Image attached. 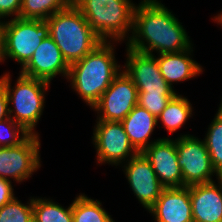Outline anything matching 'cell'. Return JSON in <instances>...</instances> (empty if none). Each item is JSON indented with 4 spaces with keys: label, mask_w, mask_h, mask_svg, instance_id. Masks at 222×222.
<instances>
[{
    "label": "cell",
    "mask_w": 222,
    "mask_h": 222,
    "mask_svg": "<svg viewBox=\"0 0 222 222\" xmlns=\"http://www.w3.org/2000/svg\"><path fill=\"white\" fill-rule=\"evenodd\" d=\"M0 222H33V197L26 205L14 197L0 207Z\"/></svg>",
    "instance_id": "cb8c5ba5"
},
{
    "label": "cell",
    "mask_w": 222,
    "mask_h": 222,
    "mask_svg": "<svg viewBox=\"0 0 222 222\" xmlns=\"http://www.w3.org/2000/svg\"><path fill=\"white\" fill-rule=\"evenodd\" d=\"M193 107L187 97L176 94L167 103L165 109L157 118L158 123L161 121L164 128L169 133H174L186 124L187 120L193 115Z\"/></svg>",
    "instance_id": "d6986e66"
},
{
    "label": "cell",
    "mask_w": 222,
    "mask_h": 222,
    "mask_svg": "<svg viewBox=\"0 0 222 222\" xmlns=\"http://www.w3.org/2000/svg\"><path fill=\"white\" fill-rule=\"evenodd\" d=\"M123 164L121 166L134 196L148 211L165 187L158 180L149 160L142 152Z\"/></svg>",
    "instance_id": "7c38bea8"
},
{
    "label": "cell",
    "mask_w": 222,
    "mask_h": 222,
    "mask_svg": "<svg viewBox=\"0 0 222 222\" xmlns=\"http://www.w3.org/2000/svg\"><path fill=\"white\" fill-rule=\"evenodd\" d=\"M190 185L193 222H222V177Z\"/></svg>",
    "instance_id": "2e32d148"
},
{
    "label": "cell",
    "mask_w": 222,
    "mask_h": 222,
    "mask_svg": "<svg viewBox=\"0 0 222 222\" xmlns=\"http://www.w3.org/2000/svg\"><path fill=\"white\" fill-rule=\"evenodd\" d=\"M46 22L49 36L69 65L81 60L103 42L72 3L51 15Z\"/></svg>",
    "instance_id": "277c9868"
},
{
    "label": "cell",
    "mask_w": 222,
    "mask_h": 222,
    "mask_svg": "<svg viewBox=\"0 0 222 222\" xmlns=\"http://www.w3.org/2000/svg\"><path fill=\"white\" fill-rule=\"evenodd\" d=\"M193 46L183 52L158 54L157 62L165 81L174 88V83L200 76L203 67L191 58Z\"/></svg>",
    "instance_id": "e0dca14e"
},
{
    "label": "cell",
    "mask_w": 222,
    "mask_h": 222,
    "mask_svg": "<svg viewBox=\"0 0 222 222\" xmlns=\"http://www.w3.org/2000/svg\"><path fill=\"white\" fill-rule=\"evenodd\" d=\"M69 67L70 65L64 59L59 47L50 36H47L19 72L25 76L51 83L60 74L67 79Z\"/></svg>",
    "instance_id": "5bb4252c"
},
{
    "label": "cell",
    "mask_w": 222,
    "mask_h": 222,
    "mask_svg": "<svg viewBox=\"0 0 222 222\" xmlns=\"http://www.w3.org/2000/svg\"><path fill=\"white\" fill-rule=\"evenodd\" d=\"M70 3L71 0H22L20 18L46 21Z\"/></svg>",
    "instance_id": "603a6c76"
},
{
    "label": "cell",
    "mask_w": 222,
    "mask_h": 222,
    "mask_svg": "<svg viewBox=\"0 0 222 222\" xmlns=\"http://www.w3.org/2000/svg\"><path fill=\"white\" fill-rule=\"evenodd\" d=\"M33 222H73L72 204L64 208L50 198L33 197Z\"/></svg>",
    "instance_id": "44dd1931"
},
{
    "label": "cell",
    "mask_w": 222,
    "mask_h": 222,
    "mask_svg": "<svg viewBox=\"0 0 222 222\" xmlns=\"http://www.w3.org/2000/svg\"><path fill=\"white\" fill-rule=\"evenodd\" d=\"M206 133L204 141L211 158L212 167L222 177V105L219 104L218 111Z\"/></svg>",
    "instance_id": "7402d4cb"
},
{
    "label": "cell",
    "mask_w": 222,
    "mask_h": 222,
    "mask_svg": "<svg viewBox=\"0 0 222 222\" xmlns=\"http://www.w3.org/2000/svg\"><path fill=\"white\" fill-rule=\"evenodd\" d=\"M12 181L0 178V207L15 197Z\"/></svg>",
    "instance_id": "83f0119b"
},
{
    "label": "cell",
    "mask_w": 222,
    "mask_h": 222,
    "mask_svg": "<svg viewBox=\"0 0 222 222\" xmlns=\"http://www.w3.org/2000/svg\"><path fill=\"white\" fill-rule=\"evenodd\" d=\"M126 48L123 71L132 79L138 93H177L163 78L156 55Z\"/></svg>",
    "instance_id": "8fae6325"
},
{
    "label": "cell",
    "mask_w": 222,
    "mask_h": 222,
    "mask_svg": "<svg viewBox=\"0 0 222 222\" xmlns=\"http://www.w3.org/2000/svg\"><path fill=\"white\" fill-rule=\"evenodd\" d=\"M71 3L102 41L117 43L130 38L137 6L131 0H71Z\"/></svg>",
    "instance_id": "3957f363"
},
{
    "label": "cell",
    "mask_w": 222,
    "mask_h": 222,
    "mask_svg": "<svg viewBox=\"0 0 222 222\" xmlns=\"http://www.w3.org/2000/svg\"><path fill=\"white\" fill-rule=\"evenodd\" d=\"M176 94L177 93H138V105L158 118L167 103Z\"/></svg>",
    "instance_id": "484cf974"
},
{
    "label": "cell",
    "mask_w": 222,
    "mask_h": 222,
    "mask_svg": "<svg viewBox=\"0 0 222 222\" xmlns=\"http://www.w3.org/2000/svg\"><path fill=\"white\" fill-rule=\"evenodd\" d=\"M213 21L217 22V24L222 27V11L217 16L215 15Z\"/></svg>",
    "instance_id": "f546056e"
},
{
    "label": "cell",
    "mask_w": 222,
    "mask_h": 222,
    "mask_svg": "<svg viewBox=\"0 0 222 222\" xmlns=\"http://www.w3.org/2000/svg\"><path fill=\"white\" fill-rule=\"evenodd\" d=\"M176 149L177 162L183 175V187L213 182L214 175L217 179L220 178L212 167L204 139L201 141L192 134L180 135L176 138Z\"/></svg>",
    "instance_id": "52a82bcc"
},
{
    "label": "cell",
    "mask_w": 222,
    "mask_h": 222,
    "mask_svg": "<svg viewBox=\"0 0 222 222\" xmlns=\"http://www.w3.org/2000/svg\"><path fill=\"white\" fill-rule=\"evenodd\" d=\"M7 20L1 26L0 63L14 59L22 69L43 39L49 36V26L43 20L19 17Z\"/></svg>",
    "instance_id": "8992f818"
},
{
    "label": "cell",
    "mask_w": 222,
    "mask_h": 222,
    "mask_svg": "<svg viewBox=\"0 0 222 222\" xmlns=\"http://www.w3.org/2000/svg\"><path fill=\"white\" fill-rule=\"evenodd\" d=\"M148 212L154 222H193L190 186L164 188Z\"/></svg>",
    "instance_id": "9a60e30c"
},
{
    "label": "cell",
    "mask_w": 222,
    "mask_h": 222,
    "mask_svg": "<svg viewBox=\"0 0 222 222\" xmlns=\"http://www.w3.org/2000/svg\"><path fill=\"white\" fill-rule=\"evenodd\" d=\"M4 17L1 15L0 13V25L2 26L6 21H2V20H5V18L3 19ZM2 19V20H1Z\"/></svg>",
    "instance_id": "4dcf8cb0"
},
{
    "label": "cell",
    "mask_w": 222,
    "mask_h": 222,
    "mask_svg": "<svg viewBox=\"0 0 222 222\" xmlns=\"http://www.w3.org/2000/svg\"><path fill=\"white\" fill-rule=\"evenodd\" d=\"M39 134H30L21 144L0 147V178L25 182L41 167Z\"/></svg>",
    "instance_id": "9c48e42d"
},
{
    "label": "cell",
    "mask_w": 222,
    "mask_h": 222,
    "mask_svg": "<svg viewBox=\"0 0 222 222\" xmlns=\"http://www.w3.org/2000/svg\"><path fill=\"white\" fill-rule=\"evenodd\" d=\"M22 0H0V13L3 17L20 18Z\"/></svg>",
    "instance_id": "4316f807"
},
{
    "label": "cell",
    "mask_w": 222,
    "mask_h": 222,
    "mask_svg": "<svg viewBox=\"0 0 222 222\" xmlns=\"http://www.w3.org/2000/svg\"><path fill=\"white\" fill-rule=\"evenodd\" d=\"M128 139L134 149L141 153L155 141H150V137L158 125L157 117L148 112L140 105H136L132 111L121 121Z\"/></svg>",
    "instance_id": "ac0fdd59"
},
{
    "label": "cell",
    "mask_w": 222,
    "mask_h": 222,
    "mask_svg": "<svg viewBox=\"0 0 222 222\" xmlns=\"http://www.w3.org/2000/svg\"><path fill=\"white\" fill-rule=\"evenodd\" d=\"M30 133L10 117L0 121V147L21 144Z\"/></svg>",
    "instance_id": "d4e9b609"
},
{
    "label": "cell",
    "mask_w": 222,
    "mask_h": 222,
    "mask_svg": "<svg viewBox=\"0 0 222 222\" xmlns=\"http://www.w3.org/2000/svg\"><path fill=\"white\" fill-rule=\"evenodd\" d=\"M15 86H11L10 73H4L0 81L4 84L9 106V116L22 125L30 134H39L35 128L45 107V93L50 83L25 76L19 72Z\"/></svg>",
    "instance_id": "5b68a950"
},
{
    "label": "cell",
    "mask_w": 222,
    "mask_h": 222,
    "mask_svg": "<svg viewBox=\"0 0 222 222\" xmlns=\"http://www.w3.org/2000/svg\"><path fill=\"white\" fill-rule=\"evenodd\" d=\"M115 42H102L92 52L69 67L70 86L79 97L92 107L111 85L123 68L115 58Z\"/></svg>",
    "instance_id": "7a4b0ae2"
},
{
    "label": "cell",
    "mask_w": 222,
    "mask_h": 222,
    "mask_svg": "<svg viewBox=\"0 0 222 222\" xmlns=\"http://www.w3.org/2000/svg\"><path fill=\"white\" fill-rule=\"evenodd\" d=\"M92 143L96 148L99 164L121 165L138 152L131 145L122 122L96 121Z\"/></svg>",
    "instance_id": "ba28073f"
},
{
    "label": "cell",
    "mask_w": 222,
    "mask_h": 222,
    "mask_svg": "<svg viewBox=\"0 0 222 222\" xmlns=\"http://www.w3.org/2000/svg\"><path fill=\"white\" fill-rule=\"evenodd\" d=\"M127 47L154 55L183 52L193 46L182 23L159 0H142L134 11Z\"/></svg>",
    "instance_id": "6da1fadb"
},
{
    "label": "cell",
    "mask_w": 222,
    "mask_h": 222,
    "mask_svg": "<svg viewBox=\"0 0 222 222\" xmlns=\"http://www.w3.org/2000/svg\"><path fill=\"white\" fill-rule=\"evenodd\" d=\"M138 104V89L132 79L122 71L92 107L96 121L121 122Z\"/></svg>",
    "instance_id": "30bf717a"
},
{
    "label": "cell",
    "mask_w": 222,
    "mask_h": 222,
    "mask_svg": "<svg viewBox=\"0 0 222 222\" xmlns=\"http://www.w3.org/2000/svg\"><path fill=\"white\" fill-rule=\"evenodd\" d=\"M72 216L73 222H115L99 200L82 193L72 202Z\"/></svg>",
    "instance_id": "ffe728a7"
},
{
    "label": "cell",
    "mask_w": 222,
    "mask_h": 222,
    "mask_svg": "<svg viewBox=\"0 0 222 222\" xmlns=\"http://www.w3.org/2000/svg\"><path fill=\"white\" fill-rule=\"evenodd\" d=\"M9 117L8 97L4 84L0 81V121Z\"/></svg>",
    "instance_id": "f1b7e54d"
},
{
    "label": "cell",
    "mask_w": 222,
    "mask_h": 222,
    "mask_svg": "<svg viewBox=\"0 0 222 222\" xmlns=\"http://www.w3.org/2000/svg\"><path fill=\"white\" fill-rule=\"evenodd\" d=\"M0 52H1V25H0Z\"/></svg>",
    "instance_id": "1f68e13d"
},
{
    "label": "cell",
    "mask_w": 222,
    "mask_h": 222,
    "mask_svg": "<svg viewBox=\"0 0 222 222\" xmlns=\"http://www.w3.org/2000/svg\"><path fill=\"white\" fill-rule=\"evenodd\" d=\"M170 138L163 137L155 141L142 153L165 188L183 187L182 170L177 162L176 139Z\"/></svg>",
    "instance_id": "4fadbf2b"
}]
</instances>
